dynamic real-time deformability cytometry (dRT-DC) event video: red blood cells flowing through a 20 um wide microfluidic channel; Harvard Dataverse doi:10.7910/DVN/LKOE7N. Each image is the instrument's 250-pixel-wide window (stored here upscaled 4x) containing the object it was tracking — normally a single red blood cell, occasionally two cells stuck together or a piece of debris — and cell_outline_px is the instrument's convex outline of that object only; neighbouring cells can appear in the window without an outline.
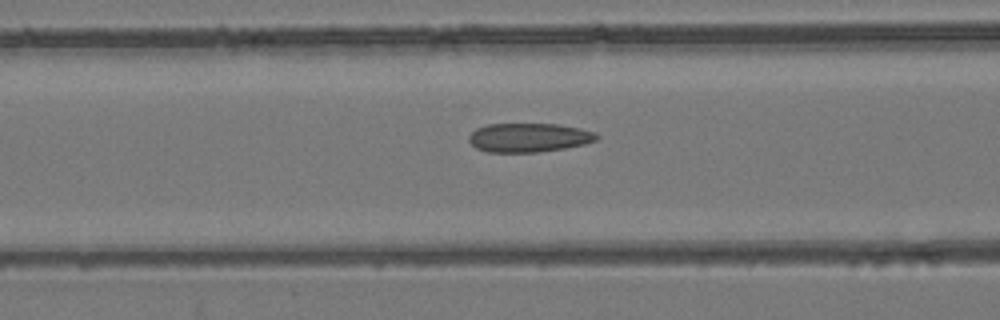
{"species": "common noctule bat (a hibernating species)", "species_latin": "Nyctalus noctula", "temperature_condition": "room temperature", "stored_images_in_passage": 53, "camera_frame_rate_fps": 3000, "um_per_image_px": 0.085, "animal": {"sex": "female", "body_mass_g": 24.6, "forearm_length_mm": 56.2}, "frame": {"image": 1, "passage_image": 22, "time_ms": 7.0, "image_size_px": [1000, 320], "cell_outline_px": [[600, 136], [596, 140], [584, 144], [564, 148], [536, 152], [488, 152], [476, 148], [468, 140], [468, 136], [476, 128], [488, 124], [560, 124], [580, 128], [596, 132]], "centroid_in_image_um": [44.96, 11.69], "position_along_channel_um": 121.6, "area_um2": 21.62}}
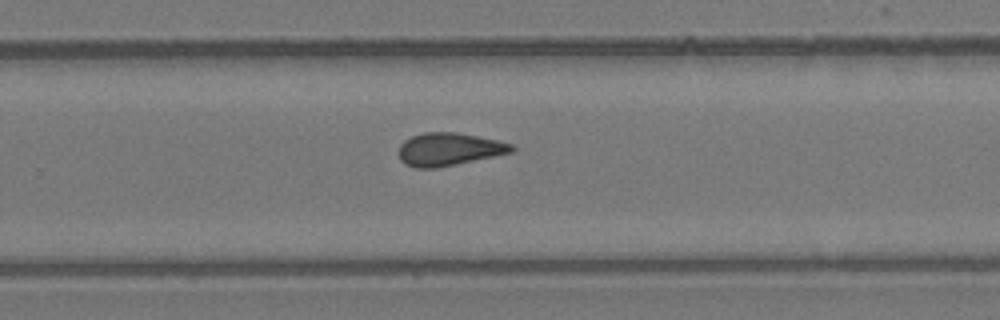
{"frame": {"image": 2, "passage_image": 35, "time_ms": 11.333, "image_size_px": [1000, 320], "cell_outline_px": [[516, 148], [512, 152], [436, 168], [416, 168], [404, 164], [400, 160], [400, 144], [404, 140], [412, 136], [424, 132], [456, 132], [496, 140], [512, 144]], "centroid_in_image_um": [38.13, 12.68], "position_along_channel_um": 291.7, "area_um2": 21.39}}
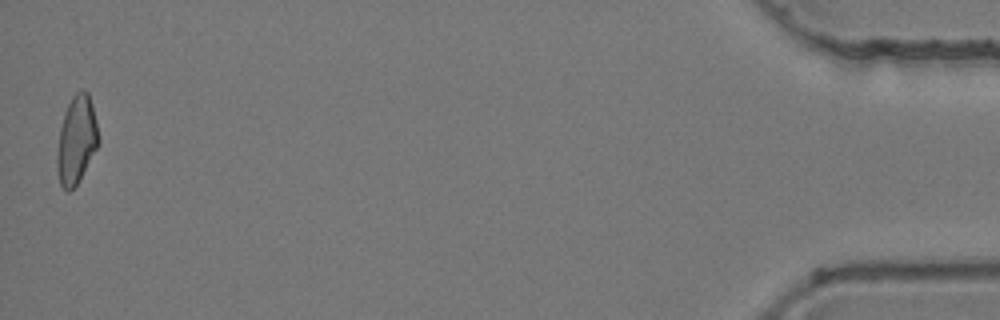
{"frame": {"image": 3, "passage_image": 53, "time_ms": 17.333, "image_size_px": [1000, 320], "cell_outline_px": [[100, 140], [96, 148], [76, 184], [68, 192], [60, 184], [56, 164], [56, 156], [60, 128], [64, 112], [72, 96], [76, 92], [84, 88], [88, 92], [96, 120]], "centroid_in_image_um": [6.49, 11.84], "position_along_channel_um": 428.7, "area_um2": 20.92}, "authors_computed_cell_mechanics": {"area_um2": 21.6172, "velocity_mm_per_s": 3.9292, "shape_relaxation_time_tau1_ms": null, "shape_relaxation_time_tau2_ms": 3.2692, "deformation_change_tau1": null, "deformation_change_tau2": 0.1016}}